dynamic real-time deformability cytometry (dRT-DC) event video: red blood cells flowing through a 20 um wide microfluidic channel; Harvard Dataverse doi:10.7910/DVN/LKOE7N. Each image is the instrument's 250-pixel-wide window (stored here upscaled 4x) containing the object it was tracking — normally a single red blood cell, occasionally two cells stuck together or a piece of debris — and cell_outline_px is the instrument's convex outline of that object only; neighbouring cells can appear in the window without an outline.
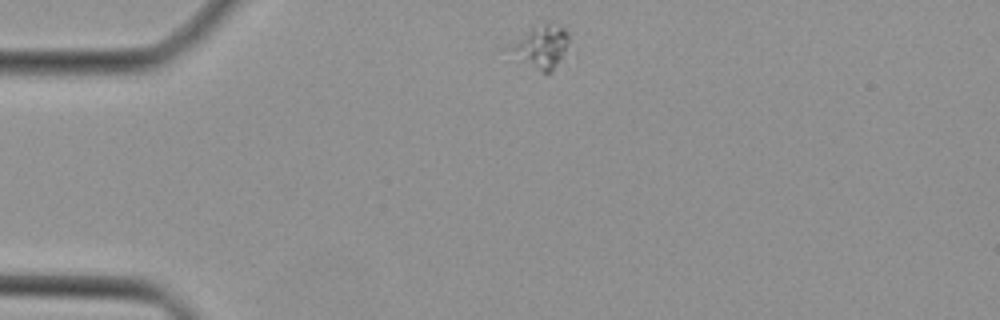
{"species": "Egyptian fruit bat (a non-hibernating species)", "species_latin": "Rousettus aegyptiacus", "temperature_condition": "cold", "stored_images_in_passage": 37, "camera_frame_rate_fps": 3000, "um_per_image_px": 0.085, "animal": {"sex": "female"}, "frame": {"image": 1, "passage_image": 1, "time_ms": 0.0, "image_size_px": [1000, 320], "cell_outline_px": [[568, 40], [552, 72], [540, 72], [500, 48], [544, 20], [560, 24], [568, 32]], "centroid_in_image_um": [45.87, 3.91], "position_along_channel_um": 39.1, "area_um2": 15.09}}
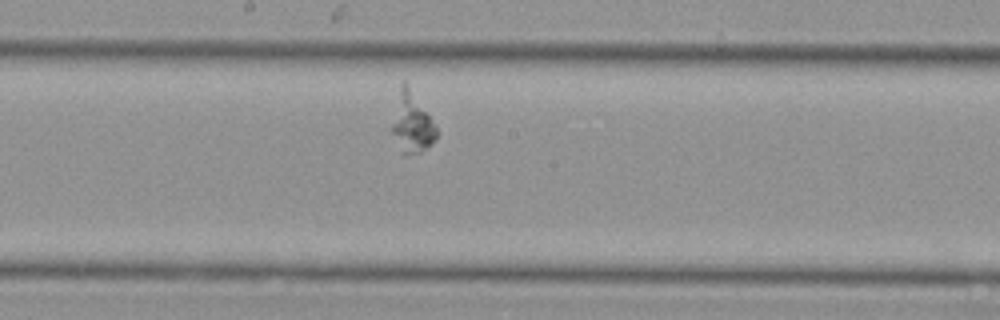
{"frame": {"image": 2, "passage_image": 16, "time_ms": 5.0, "image_size_px": [1000, 320], "cell_outline_px": [[440, 132], [436, 140], [420, 152], [404, 152], [392, 132], [392, 124], [400, 84], [404, 80], [408, 84]], "centroid_in_image_um": [35.05, 10.39], "position_along_channel_um": 213.1, "area_um2": 14.97}}
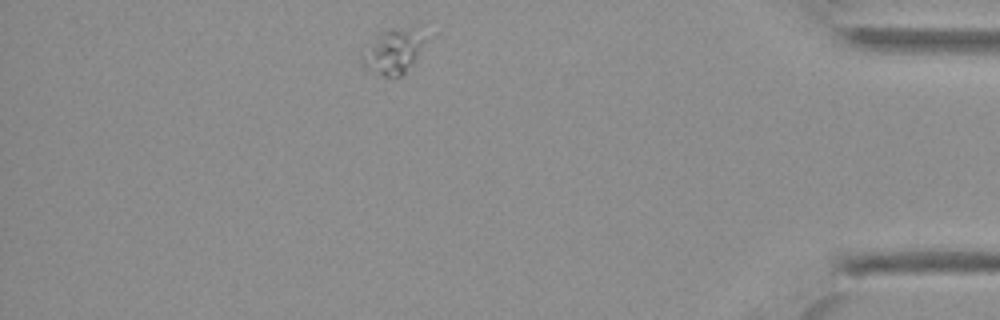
{"frame": {"image": 3, "passage_image": 32, "time_ms": 10.333, "image_size_px": [1000, 320], "cell_outline_px": [[424, 40], [412, 64], [404, 76], [384, 76], [364, 68], [360, 60], [360, 56], [384, 32], [392, 28], [420, 24]], "centroid_in_image_um": [33.47, 4.35], "position_along_channel_um": 401.7, "area_um2": 16.24}}